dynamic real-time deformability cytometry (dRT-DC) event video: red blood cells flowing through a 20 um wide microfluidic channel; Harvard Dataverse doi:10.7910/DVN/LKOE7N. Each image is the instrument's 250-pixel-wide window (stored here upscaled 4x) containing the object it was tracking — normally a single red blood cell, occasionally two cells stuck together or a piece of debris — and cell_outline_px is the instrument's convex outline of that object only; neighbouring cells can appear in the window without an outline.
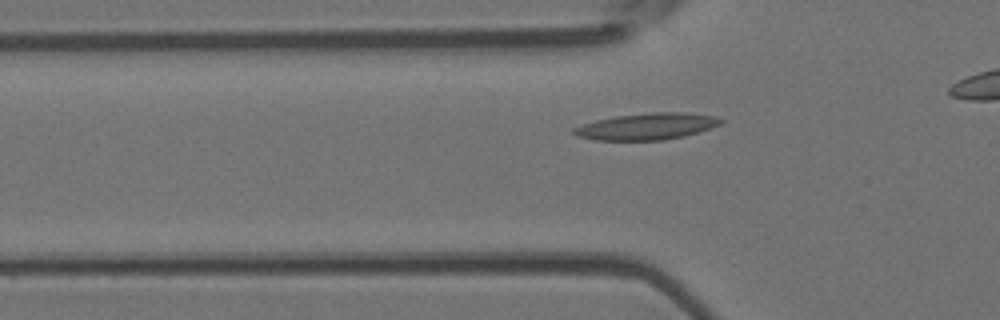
{"species": "Egyptian fruit bat (a non-hibernating species)", "species_latin": "Rousettus aegyptiacus", "temperature_condition": "room temperature", "stored_images_in_passage": 35, "camera_frame_rate_fps": 3000, "um_per_image_px": 0.085, "animal": {"sex": "female"}, "frame": {"image": 1, "passage_image": 9, "time_ms": 2.667, "image_size_px": [1000, 320], "cell_outline_px": [[724, 120], [720, 124], [684, 136], [664, 140], [596, 140], [576, 136], [572, 132], [572, 128], [580, 124], [596, 120], [616, 116], [652, 112], [684, 112], [716, 116]], "centroid_in_image_um": [54.93, 10.74], "position_along_channel_um": 70.9, "area_um2": 22.72}}
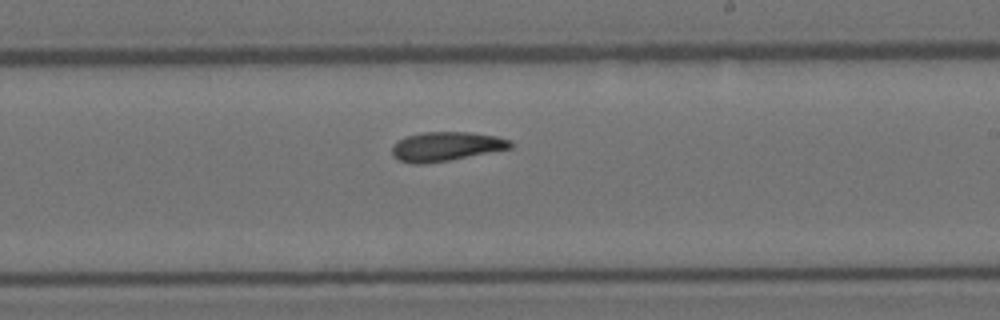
{"frame": {"image": 2, "passage_image": 23, "time_ms": 7.333, "image_size_px": [1000, 320], "cell_outline_px": [[512, 148], [448, 160], [424, 164], [412, 164], [400, 160], [392, 156], [392, 148], [400, 140], [408, 136], [424, 132], [472, 132], [496, 136], [512, 140]], "centroid_in_image_um": [37.95, 12.45], "position_along_channel_um": 251.1, "area_um2": 19.94}}
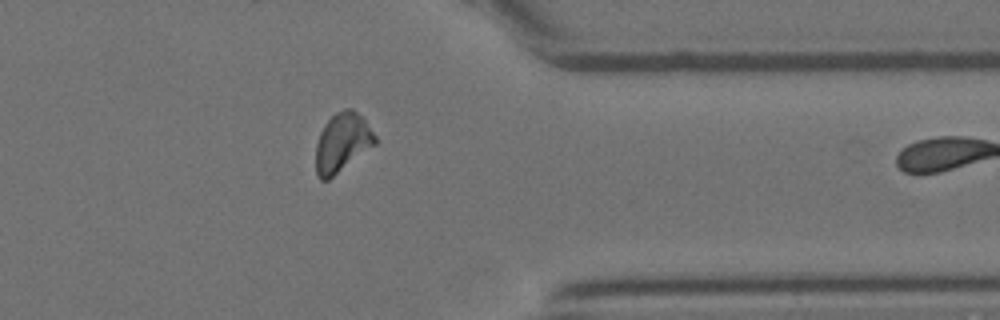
{"frame": {"image": 3, "passage_image": 34, "time_ms": 11.0, "image_size_px": [1000, 320], "cell_outline_px": [[376, 144], [328, 180], [320, 180], [316, 176], [316, 144], [320, 132], [324, 124], [336, 112], [344, 108], [352, 108], [364, 116], [376, 136]], "centroid_in_image_um": [29.1, 12.09], "position_along_channel_um": 382.3, "area_um2": 20.58}}